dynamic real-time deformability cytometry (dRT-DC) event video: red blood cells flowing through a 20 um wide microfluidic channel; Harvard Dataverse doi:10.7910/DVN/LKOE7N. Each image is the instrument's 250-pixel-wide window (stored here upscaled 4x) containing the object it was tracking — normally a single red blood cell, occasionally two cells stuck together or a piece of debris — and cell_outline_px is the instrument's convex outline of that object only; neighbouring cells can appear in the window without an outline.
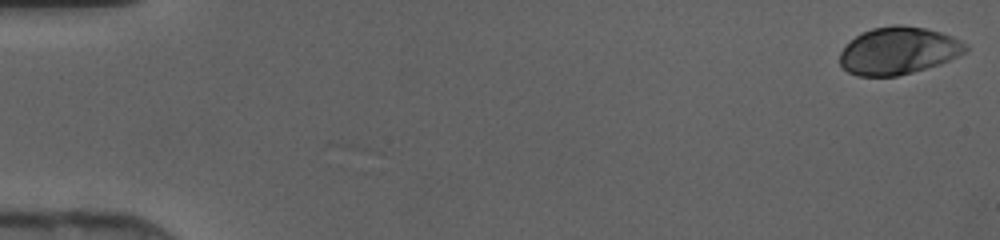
{"species": "human", "species_latin": "Homo sapiens", "temperature_condition": "cold", "stored_images_in_passage": 46, "camera_frame_rate_fps": 3000, "um_per_image_px": 0.085, "donor": {"sex": "female"}, "frame": {"image": 1, "passage_image": 1, "time_ms": 0.0, "image_size_px": [1000, 240], "cell_outline_px": [[968, 48], [964, 52], [940, 64], [912, 72], [896, 76], [856, 76], [848, 72], [840, 64], [840, 52], [856, 36], [872, 28], [896, 24], [924, 28], [940, 32], [952, 36], [968, 44]], "centroid_in_image_um": [76.36, 4.31], "position_along_channel_um": 8.6, "area_um2": 34.39}}
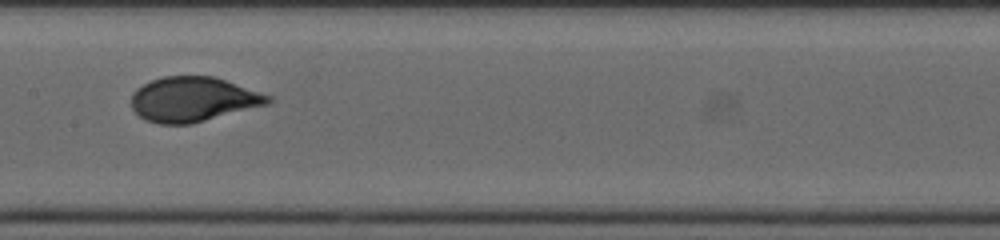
{"frame": {"image": 2, "passage_image": 24, "time_ms": 7.667, "image_size_px": [1000, 240], "cell_outline_px": [[272, 100], [268, 104], [192, 124], [160, 124], [144, 120], [132, 108], [132, 92], [136, 88], [152, 80], [164, 76], [212, 76], [272, 96]], "centroid_in_image_um": [16.39, 8.45], "position_along_channel_um": 191.0, "area_um2": 35.49}}
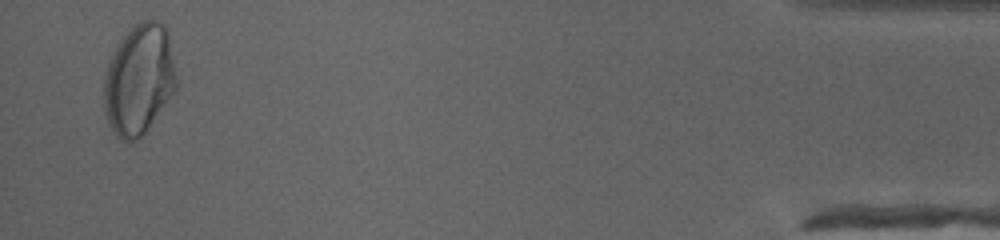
{"frame": {"image": 3, "passage_image": 45, "time_ms": 14.667, "image_size_px": [1000, 240], "cell_outline_px": [[180, 84], [148, 128], [132, 144], [128, 144], [120, 140], [116, 136], [108, 124], [104, 112], [104, 72], [108, 60], [116, 44], [132, 24], [140, 20], [156, 20], [164, 24], [168, 28]], "centroid_in_image_um": [11.83, 6.73], "position_along_channel_um": 423.4, "area_um2": 48.21}}